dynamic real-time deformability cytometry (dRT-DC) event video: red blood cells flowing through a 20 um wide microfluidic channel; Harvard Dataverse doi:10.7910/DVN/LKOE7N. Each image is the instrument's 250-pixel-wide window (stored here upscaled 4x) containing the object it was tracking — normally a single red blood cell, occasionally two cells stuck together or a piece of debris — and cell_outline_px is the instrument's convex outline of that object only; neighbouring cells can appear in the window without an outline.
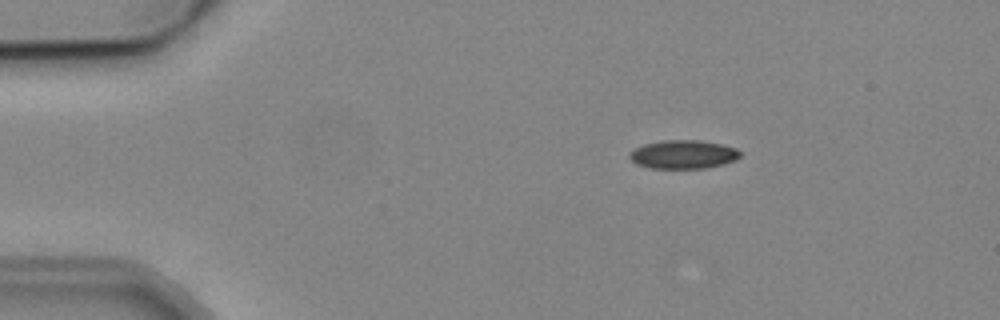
{"species": "common noctule bat (a hibernating species)", "species_latin": "Nyctalus noctula", "temperature_condition": "cold", "stored_images_in_passage": 3, "camera_frame_rate_fps": 3000, "um_per_image_px": 0.085, "animal": {"sex": "male", "body_mass_g": 19.2, "forearm_length_mm": 51.8}, "frame": {"image": 1, "passage_image": 1, "time_ms": 0.0, "image_size_px": [1000, 320], "cell_outline_px": [[740, 156], [736, 160], [724, 164], [704, 168], [648, 168], [636, 164], [628, 156], [636, 148], [644, 144], [660, 140], [700, 140], [720, 144], [736, 148], [740, 152]], "centroid_in_image_um": [58.08, 13.12], "position_along_channel_um": 26.9, "area_um2": 18.38}}